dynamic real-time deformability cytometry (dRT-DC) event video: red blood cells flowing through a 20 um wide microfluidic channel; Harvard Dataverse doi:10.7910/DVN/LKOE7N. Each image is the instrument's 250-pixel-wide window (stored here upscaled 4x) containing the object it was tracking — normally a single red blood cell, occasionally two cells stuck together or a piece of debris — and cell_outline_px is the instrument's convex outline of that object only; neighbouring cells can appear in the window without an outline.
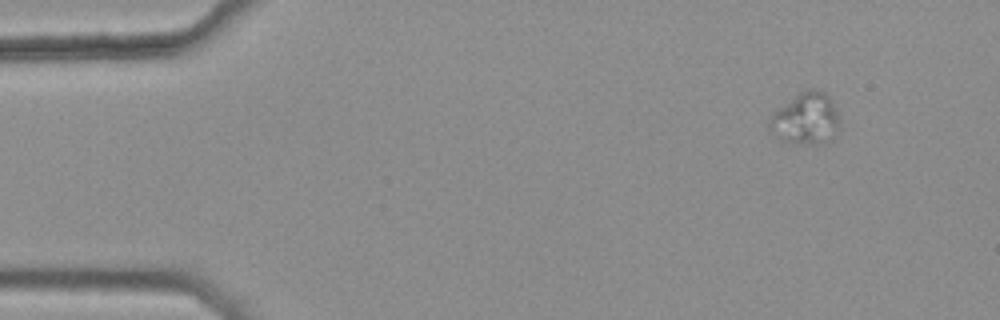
{"species": "common noctule bat (a hibernating species)", "species_latin": "Nyctalus noctula", "temperature_condition": "warm", "stored_images_in_passage": 49, "camera_frame_rate_fps": 3000, "um_per_image_px": 0.085, "animal": {"sex": "female", "body_mass_g": 25.1}, "frame": {"image": 1, "passage_image": 7, "time_ms": 2.0, "image_size_px": [1000, 320], "cell_outline_px": [[836, 124], [824, 140], [816, 144], [784, 140], [768, 128], [768, 124], [772, 116], [780, 108], [800, 92], [808, 88], [824, 92], [828, 96], [836, 112]], "centroid_in_image_um": [68.42, 10.03], "position_along_channel_um": 16.6, "area_um2": 19.25}}
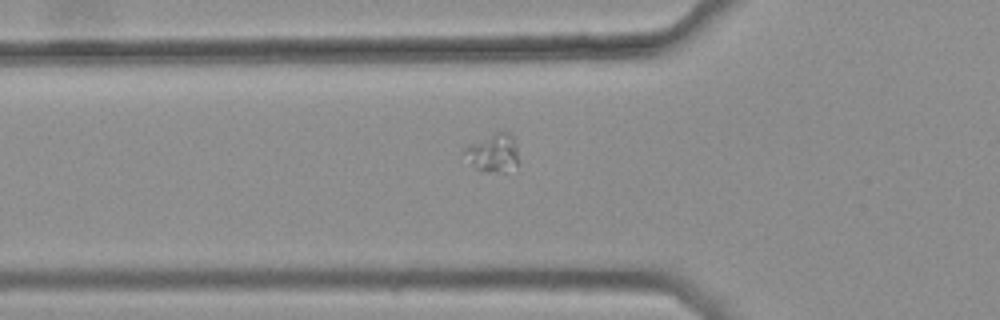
{"frame": {"image": 2, "passage_image": 20, "time_ms": 6.333, "image_size_px": [1000, 320], "cell_outline_px": [[516, 164], [504, 172], [488, 172], [476, 168], [460, 152], [468, 144], [500, 128], [512, 136], [516, 140]], "centroid_in_image_um": [41.86, 12.92], "position_along_channel_um": 83.9, "area_um2": 12.25}, "authors_computed_cell_mechanics": {"area_um2": 10.8086, "velocity_mm_per_s": 3.7595, "shape_relaxation_time_tau1_ms": null, "shape_relaxation_time_tau2_ms": 1.1992, "deformation_change_tau1": null, "deformation_change_tau2": 0.0341}}